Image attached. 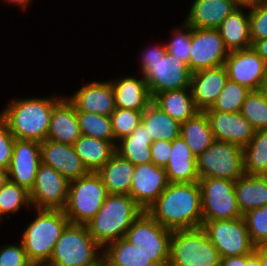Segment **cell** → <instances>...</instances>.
<instances>
[{"label": "cell", "mask_w": 267, "mask_h": 266, "mask_svg": "<svg viewBox=\"0 0 267 266\" xmlns=\"http://www.w3.org/2000/svg\"><path fill=\"white\" fill-rule=\"evenodd\" d=\"M146 212L172 231L202 227L199 183H169Z\"/></svg>", "instance_id": "1"}, {"label": "cell", "mask_w": 267, "mask_h": 266, "mask_svg": "<svg viewBox=\"0 0 267 266\" xmlns=\"http://www.w3.org/2000/svg\"><path fill=\"white\" fill-rule=\"evenodd\" d=\"M64 95L21 97L7 102L0 117L7 123L15 139L43 142L47 139L53 106Z\"/></svg>", "instance_id": "2"}, {"label": "cell", "mask_w": 267, "mask_h": 266, "mask_svg": "<svg viewBox=\"0 0 267 266\" xmlns=\"http://www.w3.org/2000/svg\"><path fill=\"white\" fill-rule=\"evenodd\" d=\"M142 212L130 195L108 194L86 226L92 238L104 248L108 243L124 238Z\"/></svg>", "instance_id": "3"}, {"label": "cell", "mask_w": 267, "mask_h": 266, "mask_svg": "<svg viewBox=\"0 0 267 266\" xmlns=\"http://www.w3.org/2000/svg\"><path fill=\"white\" fill-rule=\"evenodd\" d=\"M34 219L27 223L19 239L32 263L46 264L56 242L70 223L63 210L33 209Z\"/></svg>", "instance_id": "4"}, {"label": "cell", "mask_w": 267, "mask_h": 266, "mask_svg": "<svg viewBox=\"0 0 267 266\" xmlns=\"http://www.w3.org/2000/svg\"><path fill=\"white\" fill-rule=\"evenodd\" d=\"M50 266H103V248L92 238L86 224L69 223L56 242Z\"/></svg>", "instance_id": "5"}, {"label": "cell", "mask_w": 267, "mask_h": 266, "mask_svg": "<svg viewBox=\"0 0 267 266\" xmlns=\"http://www.w3.org/2000/svg\"><path fill=\"white\" fill-rule=\"evenodd\" d=\"M220 256L202 228L174 230L168 266H219Z\"/></svg>", "instance_id": "6"}, {"label": "cell", "mask_w": 267, "mask_h": 266, "mask_svg": "<svg viewBox=\"0 0 267 266\" xmlns=\"http://www.w3.org/2000/svg\"><path fill=\"white\" fill-rule=\"evenodd\" d=\"M107 195L100 176L96 172H89L70 181L63 211L70 223L87 224L98 213Z\"/></svg>", "instance_id": "7"}, {"label": "cell", "mask_w": 267, "mask_h": 266, "mask_svg": "<svg viewBox=\"0 0 267 266\" xmlns=\"http://www.w3.org/2000/svg\"><path fill=\"white\" fill-rule=\"evenodd\" d=\"M199 178H221L236 181L245 174L243 148L239 145L214 140L196 157Z\"/></svg>", "instance_id": "8"}, {"label": "cell", "mask_w": 267, "mask_h": 266, "mask_svg": "<svg viewBox=\"0 0 267 266\" xmlns=\"http://www.w3.org/2000/svg\"><path fill=\"white\" fill-rule=\"evenodd\" d=\"M138 75L146 80L151 98L160 92L190 88L188 65L166 51L155 61H140Z\"/></svg>", "instance_id": "9"}, {"label": "cell", "mask_w": 267, "mask_h": 266, "mask_svg": "<svg viewBox=\"0 0 267 266\" xmlns=\"http://www.w3.org/2000/svg\"><path fill=\"white\" fill-rule=\"evenodd\" d=\"M172 232L143 211L127 230L124 238L143 249L157 266H168Z\"/></svg>", "instance_id": "10"}, {"label": "cell", "mask_w": 267, "mask_h": 266, "mask_svg": "<svg viewBox=\"0 0 267 266\" xmlns=\"http://www.w3.org/2000/svg\"><path fill=\"white\" fill-rule=\"evenodd\" d=\"M203 220L243 217L236 202L235 181L221 178H200Z\"/></svg>", "instance_id": "11"}, {"label": "cell", "mask_w": 267, "mask_h": 266, "mask_svg": "<svg viewBox=\"0 0 267 266\" xmlns=\"http://www.w3.org/2000/svg\"><path fill=\"white\" fill-rule=\"evenodd\" d=\"M202 228L218 250L220 258L251 254L255 250L243 217L203 220Z\"/></svg>", "instance_id": "12"}, {"label": "cell", "mask_w": 267, "mask_h": 266, "mask_svg": "<svg viewBox=\"0 0 267 266\" xmlns=\"http://www.w3.org/2000/svg\"><path fill=\"white\" fill-rule=\"evenodd\" d=\"M69 183L54 168L41 163L35 184L29 192L31 207L63 210L67 202Z\"/></svg>", "instance_id": "13"}, {"label": "cell", "mask_w": 267, "mask_h": 266, "mask_svg": "<svg viewBox=\"0 0 267 266\" xmlns=\"http://www.w3.org/2000/svg\"><path fill=\"white\" fill-rule=\"evenodd\" d=\"M229 51L218 29L191 27L189 70L191 73L224 64Z\"/></svg>", "instance_id": "14"}, {"label": "cell", "mask_w": 267, "mask_h": 266, "mask_svg": "<svg viewBox=\"0 0 267 266\" xmlns=\"http://www.w3.org/2000/svg\"><path fill=\"white\" fill-rule=\"evenodd\" d=\"M223 65L228 79L251 91L260 90L266 82L267 63L252 47L229 52Z\"/></svg>", "instance_id": "15"}, {"label": "cell", "mask_w": 267, "mask_h": 266, "mask_svg": "<svg viewBox=\"0 0 267 266\" xmlns=\"http://www.w3.org/2000/svg\"><path fill=\"white\" fill-rule=\"evenodd\" d=\"M41 163L40 142L15 139L8 179L30 192Z\"/></svg>", "instance_id": "16"}, {"label": "cell", "mask_w": 267, "mask_h": 266, "mask_svg": "<svg viewBox=\"0 0 267 266\" xmlns=\"http://www.w3.org/2000/svg\"><path fill=\"white\" fill-rule=\"evenodd\" d=\"M168 184L165 168L153 163L135 165L130 196L143 211H147Z\"/></svg>", "instance_id": "17"}, {"label": "cell", "mask_w": 267, "mask_h": 266, "mask_svg": "<svg viewBox=\"0 0 267 266\" xmlns=\"http://www.w3.org/2000/svg\"><path fill=\"white\" fill-rule=\"evenodd\" d=\"M215 140L244 148L253 138L255 129L240 112L204 110Z\"/></svg>", "instance_id": "18"}, {"label": "cell", "mask_w": 267, "mask_h": 266, "mask_svg": "<svg viewBox=\"0 0 267 266\" xmlns=\"http://www.w3.org/2000/svg\"><path fill=\"white\" fill-rule=\"evenodd\" d=\"M74 94L67 95L66 98L73 104L76 111L97 113L99 115L110 116L116 109L115 95L110 79L90 81L81 84Z\"/></svg>", "instance_id": "19"}, {"label": "cell", "mask_w": 267, "mask_h": 266, "mask_svg": "<svg viewBox=\"0 0 267 266\" xmlns=\"http://www.w3.org/2000/svg\"><path fill=\"white\" fill-rule=\"evenodd\" d=\"M42 163L54 168L69 182L89 173L72 144L49 139L40 143Z\"/></svg>", "instance_id": "20"}, {"label": "cell", "mask_w": 267, "mask_h": 266, "mask_svg": "<svg viewBox=\"0 0 267 266\" xmlns=\"http://www.w3.org/2000/svg\"><path fill=\"white\" fill-rule=\"evenodd\" d=\"M227 80L228 75L224 65L192 73L190 88L195 107L199 111L211 108Z\"/></svg>", "instance_id": "21"}, {"label": "cell", "mask_w": 267, "mask_h": 266, "mask_svg": "<svg viewBox=\"0 0 267 266\" xmlns=\"http://www.w3.org/2000/svg\"><path fill=\"white\" fill-rule=\"evenodd\" d=\"M184 22L192 28L218 29L239 7L234 0H193Z\"/></svg>", "instance_id": "22"}, {"label": "cell", "mask_w": 267, "mask_h": 266, "mask_svg": "<svg viewBox=\"0 0 267 266\" xmlns=\"http://www.w3.org/2000/svg\"><path fill=\"white\" fill-rule=\"evenodd\" d=\"M115 95V106L117 108L144 111L152 102L151 95L144 77L119 76L110 79Z\"/></svg>", "instance_id": "23"}, {"label": "cell", "mask_w": 267, "mask_h": 266, "mask_svg": "<svg viewBox=\"0 0 267 266\" xmlns=\"http://www.w3.org/2000/svg\"><path fill=\"white\" fill-rule=\"evenodd\" d=\"M80 136L76 109L64 95L53 106L47 139L73 145Z\"/></svg>", "instance_id": "24"}, {"label": "cell", "mask_w": 267, "mask_h": 266, "mask_svg": "<svg viewBox=\"0 0 267 266\" xmlns=\"http://www.w3.org/2000/svg\"><path fill=\"white\" fill-rule=\"evenodd\" d=\"M164 168L169 183H192L200 179L196 156L181 136L172 141L171 155Z\"/></svg>", "instance_id": "25"}, {"label": "cell", "mask_w": 267, "mask_h": 266, "mask_svg": "<svg viewBox=\"0 0 267 266\" xmlns=\"http://www.w3.org/2000/svg\"><path fill=\"white\" fill-rule=\"evenodd\" d=\"M249 28V6H239L223 21L218 30L229 52L252 47Z\"/></svg>", "instance_id": "26"}, {"label": "cell", "mask_w": 267, "mask_h": 266, "mask_svg": "<svg viewBox=\"0 0 267 266\" xmlns=\"http://www.w3.org/2000/svg\"><path fill=\"white\" fill-rule=\"evenodd\" d=\"M135 165L117 152L96 172L108 194L130 195Z\"/></svg>", "instance_id": "27"}, {"label": "cell", "mask_w": 267, "mask_h": 266, "mask_svg": "<svg viewBox=\"0 0 267 266\" xmlns=\"http://www.w3.org/2000/svg\"><path fill=\"white\" fill-rule=\"evenodd\" d=\"M235 195L242 215L267 205V176L242 175L235 181Z\"/></svg>", "instance_id": "28"}, {"label": "cell", "mask_w": 267, "mask_h": 266, "mask_svg": "<svg viewBox=\"0 0 267 266\" xmlns=\"http://www.w3.org/2000/svg\"><path fill=\"white\" fill-rule=\"evenodd\" d=\"M103 266H157L141 248L125 238L112 241L103 248Z\"/></svg>", "instance_id": "29"}, {"label": "cell", "mask_w": 267, "mask_h": 266, "mask_svg": "<svg viewBox=\"0 0 267 266\" xmlns=\"http://www.w3.org/2000/svg\"><path fill=\"white\" fill-rule=\"evenodd\" d=\"M152 102L180 123L199 111L195 107L191 88L160 92L152 98Z\"/></svg>", "instance_id": "30"}, {"label": "cell", "mask_w": 267, "mask_h": 266, "mask_svg": "<svg viewBox=\"0 0 267 266\" xmlns=\"http://www.w3.org/2000/svg\"><path fill=\"white\" fill-rule=\"evenodd\" d=\"M141 124L145 127L152 142L173 141L180 136L181 123L162 111L153 102L144 110Z\"/></svg>", "instance_id": "31"}, {"label": "cell", "mask_w": 267, "mask_h": 266, "mask_svg": "<svg viewBox=\"0 0 267 266\" xmlns=\"http://www.w3.org/2000/svg\"><path fill=\"white\" fill-rule=\"evenodd\" d=\"M73 146L89 172H97L116 153L114 143L84 135Z\"/></svg>", "instance_id": "32"}, {"label": "cell", "mask_w": 267, "mask_h": 266, "mask_svg": "<svg viewBox=\"0 0 267 266\" xmlns=\"http://www.w3.org/2000/svg\"><path fill=\"white\" fill-rule=\"evenodd\" d=\"M180 136L196 157L215 140L204 111H198L193 117L181 123Z\"/></svg>", "instance_id": "33"}, {"label": "cell", "mask_w": 267, "mask_h": 266, "mask_svg": "<svg viewBox=\"0 0 267 266\" xmlns=\"http://www.w3.org/2000/svg\"><path fill=\"white\" fill-rule=\"evenodd\" d=\"M152 143L145 127L140 123L129 136L117 142L116 152L133 165L152 163Z\"/></svg>", "instance_id": "34"}, {"label": "cell", "mask_w": 267, "mask_h": 266, "mask_svg": "<svg viewBox=\"0 0 267 266\" xmlns=\"http://www.w3.org/2000/svg\"><path fill=\"white\" fill-rule=\"evenodd\" d=\"M243 154L245 174L267 176V128L255 130Z\"/></svg>", "instance_id": "35"}, {"label": "cell", "mask_w": 267, "mask_h": 266, "mask_svg": "<svg viewBox=\"0 0 267 266\" xmlns=\"http://www.w3.org/2000/svg\"><path fill=\"white\" fill-rule=\"evenodd\" d=\"M24 207L32 209L29 192L8 180L0 189V225L5 218L11 219V215H17Z\"/></svg>", "instance_id": "36"}, {"label": "cell", "mask_w": 267, "mask_h": 266, "mask_svg": "<svg viewBox=\"0 0 267 266\" xmlns=\"http://www.w3.org/2000/svg\"><path fill=\"white\" fill-rule=\"evenodd\" d=\"M76 116L81 135L109 141L116 145L110 116L85 111H76Z\"/></svg>", "instance_id": "37"}, {"label": "cell", "mask_w": 267, "mask_h": 266, "mask_svg": "<svg viewBox=\"0 0 267 266\" xmlns=\"http://www.w3.org/2000/svg\"><path fill=\"white\" fill-rule=\"evenodd\" d=\"M250 92L251 90L247 87L228 79L211 109L222 112H240L242 104Z\"/></svg>", "instance_id": "38"}, {"label": "cell", "mask_w": 267, "mask_h": 266, "mask_svg": "<svg viewBox=\"0 0 267 266\" xmlns=\"http://www.w3.org/2000/svg\"><path fill=\"white\" fill-rule=\"evenodd\" d=\"M240 113L255 130L267 128V102L260 90L251 91L247 95Z\"/></svg>", "instance_id": "39"}, {"label": "cell", "mask_w": 267, "mask_h": 266, "mask_svg": "<svg viewBox=\"0 0 267 266\" xmlns=\"http://www.w3.org/2000/svg\"><path fill=\"white\" fill-rule=\"evenodd\" d=\"M179 26L173 27L171 30L170 41L165 42L166 51L170 55L185 62L189 67V57L191 48V26L184 21Z\"/></svg>", "instance_id": "40"}, {"label": "cell", "mask_w": 267, "mask_h": 266, "mask_svg": "<svg viewBox=\"0 0 267 266\" xmlns=\"http://www.w3.org/2000/svg\"><path fill=\"white\" fill-rule=\"evenodd\" d=\"M143 112L116 107L110 115L116 144L119 140L129 136L141 123Z\"/></svg>", "instance_id": "41"}, {"label": "cell", "mask_w": 267, "mask_h": 266, "mask_svg": "<svg viewBox=\"0 0 267 266\" xmlns=\"http://www.w3.org/2000/svg\"><path fill=\"white\" fill-rule=\"evenodd\" d=\"M251 242L255 246L267 245V205L243 214Z\"/></svg>", "instance_id": "42"}, {"label": "cell", "mask_w": 267, "mask_h": 266, "mask_svg": "<svg viewBox=\"0 0 267 266\" xmlns=\"http://www.w3.org/2000/svg\"><path fill=\"white\" fill-rule=\"evenodd\" d=\"M250 38L256 40L267 38V0H258L249 6Z\"/></svg>", "instance_id": "43"}, {"label": "cell", "mask_w": 267, "mask_h": 266, "mask_svg": "<svg viewBox=\"0 0 267 266\" xmlns=\"http://www.w3.org/2000/svg\"><path fill=\"white\" fill-rule=\"evenodd\" d=\"M32 264L20 240L17 243L0 246V266H31Z\"/></svg>", "instance_id": "44"}, {"label": "cell", "mask_w": 267, "mask_h": 266, "mask_svg": "<svg viewBox=\"0 0 267 266\" xmlns=\"http://www.w3.org/2000/svg\"><path fill=\"white\" fill-rule=\"evenodd\" d=\"M15 138L7 123L0 117V168L8 169L11 163Z\"/></svg>", "instance_id": "45"}, {"label": "cell", "mask_w": 267, "mask_h": 266, "mask_svg": "<svg viewBox=\"0 0 267 266\" xmlns=\"http://www.w3.org/2000/svg\"><path fill=\"white\" fill-rule=\"evenodd\" d=\"M172 141L159 140L154 141L151 146V158L152 163L155 166L165 167L168 163L169 157L171 155Z\"/></svg>", "instance_id": "46"}, {"label": "cell", "mask_w": 267, "mask_h": 266, "mask_svg": "<svg viewBox=\"0 0 267 266\" xmlns=\"http://www.w3.org/2000/svg\"><path fill=\"white\" fill-rule=\"evenodd\" d=\"M151 46V47H150ZM143 48L142 52H140V60L141 61H155L160 57H163L164 53L166 52L165 43L150 45Z\"/></svg>", "instance_id": "47"}, {"label": "cell", "mask_w": 267, "mask_h": 266, "mask_svg": "<svg viewBox=\"0 0 267 266\" xmlns=\"http://www.w3.org/2000/svg\"><path fill=\"white\" fill-rule=\"evenodd\" d=\"M219 266H246V255L220 258Z\"/></svg>", "instance_id": "48"}, {"label": "cell", "mask_w": 267, "mask_h": 266, "mask_svg": "<svg viewBox=\"0 0 267 266\" xmlns=\"http://www.w3.org/2000/svg\"><path fill=\"white\" fill-rule=\"evenodd\" d=\"M252 48L267 63V38L256 40L252 44Z\"/></svg>", "instance_id": "49"}, {"label": "cell", "mask_w": 267, "mask_h": 266, "mask_svg": "<svg viewBox=\"0 0 267 266\" xmlns=\"http://www.w3.org/2000/svg\"><path fill=\"white\" fill-rule=\"evenodd\" d=\"M255 251L259 254L261 266H267V245L255 246Z\"/></svg>", "instance_id": "50"}, {"label": "cell", "mask_w": 267, "mask_h": 266, "mask_svg": "<svg viewBox=\"0 0 267 266\" xmlns=\"http://www.w3.org/2000/svg\"><path fill=\"white\" fill-rule=\"evenodd\" d=\"M246 266H261L259 254L255 250L246 254Z\"/></svg>", "instance_id": "51"}, {"label": "cell", "mask_w": 267, "mask_h": 266, "mask_svg": "<svg viewBox=\"0 0 267 266\" xmlns=\"http://www.w3.org/2000/svg\"><path fill=\"white\" fill-rule=\"evenodd\" d=\"M4 1V0H3ZM6 4L17 5L18 8L21 7L22 11L25 10L34 2L33 0H5Z\"/></svg>", "instance_id": "52"}, {"label": "cell", "mask_w": 267, "mask_h": 266, "mask_svg": "<svg viewBox=\"0 0 267 266\" xmlns=\"http://www.w3.org/2000/svg\"><path fill=\"white\" fill-rule=\"evenodd\" d=\"M8 180V169L0 168V189Z\"/></svg>", "instance_id": "53"}, {"label": "cell", "mask_w": 267, "mask_h": 266, "mask_svg": "<svg viewBox=\"0 0 267 266\" xmlns=\"http://www.w3.org/2000/svg\"><path fill=\"white\" fill-rule=\"evenodd\" d=\"M239 6H250L258 0H234Z\"/></svg>", "instance_id": "54"}, {"label": "cell", "mask_w": 267, "mask_h": 266, "mask_svg": "<svg viewBox=\"0 0 267 266\" xmlns=\"http://www.w3.org/2000/svg\"><path fill=\"white\" fill-rule=\"evenodd\" d=\"M260 91L263 93L265 99H266V102H267V82H265L261 88H260Z\"/></svg>", "instance_id": "55"}, {"label": "cell", "mask_w": 267, "mask_h": 266, "mask_svg": "<svg viewBox=\"0 0 267 266\" xmlns=\"http://www.w3.org/2000/svg\"><path fill=\"white\" fill-rule=\"evenodd\" d=\"M31 266H50L48 264H36V263H33Z\"/></svg>", "instance_id": "56"}]
</instances>
